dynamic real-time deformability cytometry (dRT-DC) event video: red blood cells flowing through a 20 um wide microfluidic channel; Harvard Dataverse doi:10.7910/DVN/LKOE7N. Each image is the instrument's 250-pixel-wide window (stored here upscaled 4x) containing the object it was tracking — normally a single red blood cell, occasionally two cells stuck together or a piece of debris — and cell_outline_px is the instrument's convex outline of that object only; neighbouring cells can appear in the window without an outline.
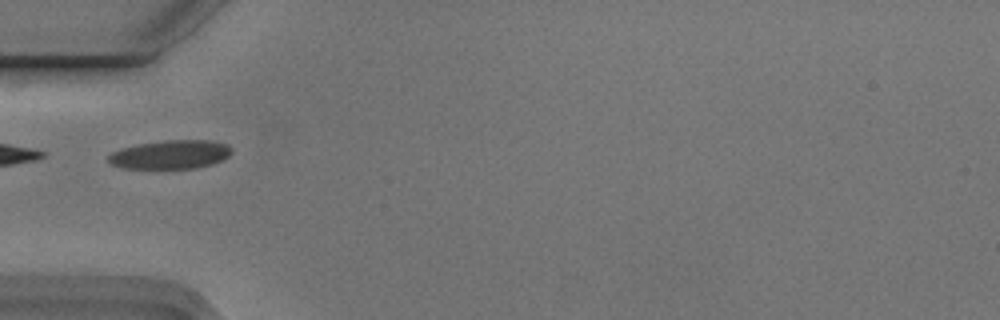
{"species": "Egyptian fruit bat (a non-hibernating species)", "species_latin": "Rousettus aegyptiacus", "temperature_condition": "cold", "stored_images_in_passage": 6, "camera_frame_rate_fps": 3000, "um_per_image_px": 0.085, "animal": {"sex": "male"}, "frame": {"image": 1, "passage_image": 5, "time_ms": 1.333, "image_size_px": [1000, 320], "cell_outline_px": [[232, 152], [228, 156], [212, 164], [196, 168], [124, 168], [112, 164], [108, 160], [108, 156], [112, 152], [120, 148], [140, 144], [164, 140], [212, 140], [228, 144], [232, 148]], "centroid_in_image_um": [14.52, 13.12], "position_along_channel_um": 70.5, "area_um2": 20.58}}
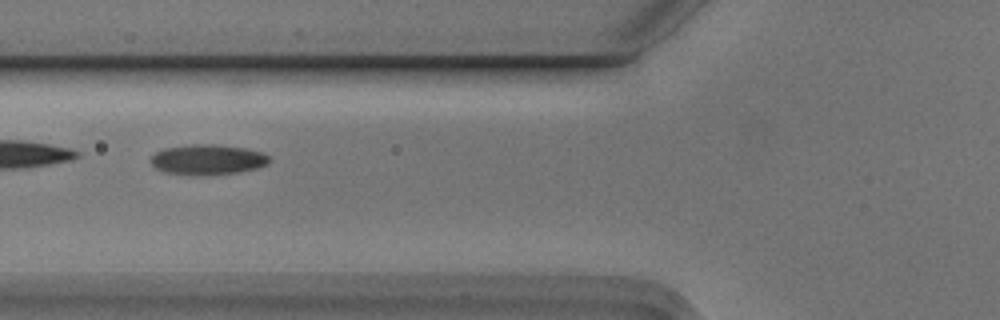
{"frame": {"image": 2, "passage_image": 6, "time_ms": 1.667, "image_size_px": [1000, 320], "cell_outline_px": [[272, 160], [268, 164], [256, 168], [240, 172], [164, 172], [156, 168], [148, 160], [156, 152], [164, 148], [192, 144], [212, 144], [244, 148], [264, 152]], "centroid_in_image_um": [17.69, 13.51], "position_along_channel_um": 108.1, "area_um2": 20.0}}